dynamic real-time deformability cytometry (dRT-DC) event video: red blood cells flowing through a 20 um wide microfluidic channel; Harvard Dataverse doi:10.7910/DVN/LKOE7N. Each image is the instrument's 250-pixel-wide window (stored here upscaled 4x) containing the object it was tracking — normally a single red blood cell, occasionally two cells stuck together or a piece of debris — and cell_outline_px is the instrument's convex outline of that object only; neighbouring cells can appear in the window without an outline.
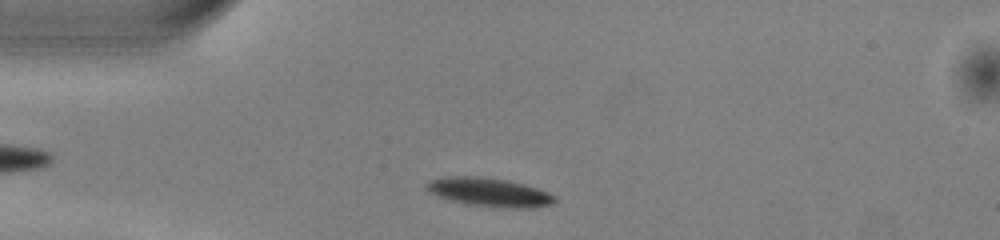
{"species": "common noctule bat (a hibernating species)", "species_latin": "Nyctalus noctula", "temperature_condition": "warm", "stored_images_in_passage": 41, "camera_frame_rate_fps": 3000, "um_per_image_px": 0.085, "animal": {"sex": "male", "body_mass_g": 13.0, "forearm_length_mm": 53.1}, "frame": {"image": 1, "passage_image": 3, "time_ms": 0.667, "image_size_px": [1000, 240], "cell_outline_px": [[556, 200], [552, 204], [536, 208], [504, 208], [472, 204], [452, 200], [440, 196], [432, 192], [428, 188], [428, 180], [448, 176], [480, 176], [508, 180], [524, 184], [548, 192], [556, 196]], "centroid_in_image_um": [41.68, 16.33], "position_along_channel_um": 43.3, "area_um2": 21.15}}
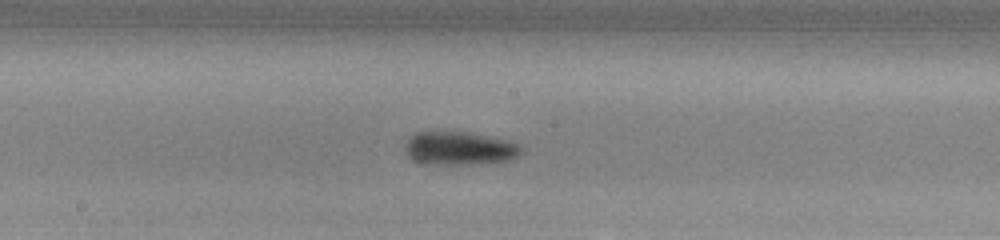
{"frame": {"image": 2, "passage_image": 17, "time_ms": 5.333, "image_size_px": [1000, 240], "cell_outline_px": [[524, 152], [520, 156], [508, 160], [480, 164], [420, 164], [412, 160], [404, 152], [404, 140], [408, 136], [416, 132], [472, 132], [508, 140], [524, 148]], "centroid_in_image_um": [39.02, 12.61], "position_along_channel_um": 209.2, "area_um2": 23.24}}
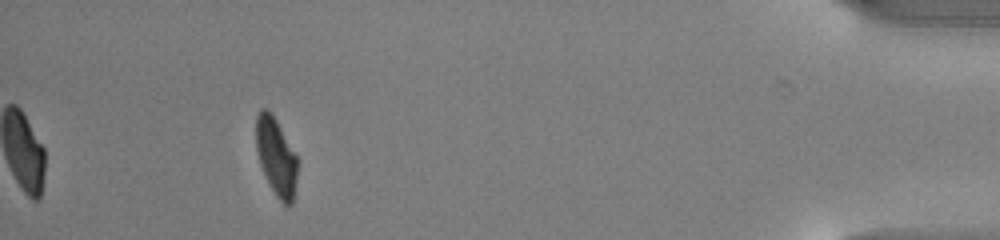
{"frame": {"image": 3, "passage_image": 37, "time_ms": 12.0, "image_size_px": [1000, 240], "cell_outline_px": [[300, 160], [292, 204], [288, 208], [284, 208], [268, 184], [260, 164], [256, 152], [256, 116], [260, 108], [268, 108], [272, 112]], "centroid_in_image_um": [23.5, 13.35], "position_along_channel_um": 411.7, "area_um2": 19.59}, "authors_computed_cell_mechanics": {"area_um2": 21.4438, "velocity_mm_per_s": 4.0088, "shape_relaxation_time_tau1_ms": 2.574, "shape_relaxation_time_tau2_ms": null, "deformation_change_tau1": 0.1162, "deformation_change_tau2": null}}